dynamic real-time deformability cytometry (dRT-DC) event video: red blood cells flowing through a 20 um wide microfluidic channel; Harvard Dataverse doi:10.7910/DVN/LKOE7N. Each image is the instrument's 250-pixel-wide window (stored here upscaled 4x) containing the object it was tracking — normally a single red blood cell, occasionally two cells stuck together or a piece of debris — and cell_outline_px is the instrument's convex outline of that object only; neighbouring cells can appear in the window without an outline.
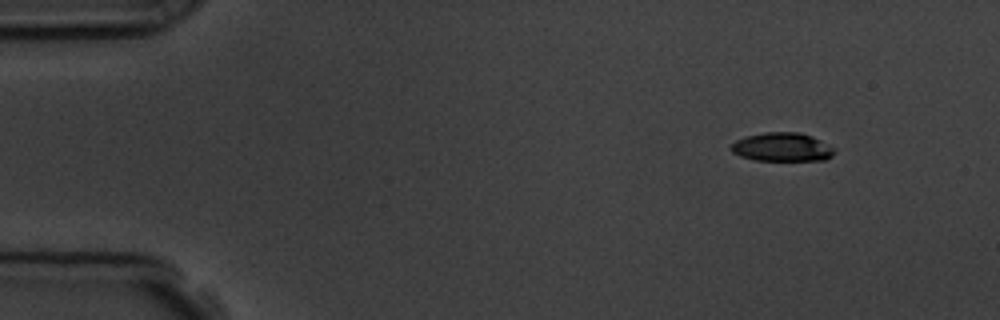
{"species": "common noctule bat (a hibernating species)", "species_latin": "Nyctalus noctula", "temperature_condition": "room temperature", "stored_images_in_passage": 3, "camera_frame_rate_fps": 3000, "um_per_image_px": 0.085, "animal": {"sex": "male", "body_mass_g": 19.5, "forearm_length_mm": 54.6}, "frame": {"image": 1, "passage_image": 1, "time_ms": 0.0, "image_size_px": [1000, 320], "cell_outline_px": [[836, 152], [832, 156], [824, 160], [756, 160], [740, 156], [732, 152], [732, 144], [736, 140], [748, 136], [764, 132], [800, 132], [812, 136], [836, 148]], "centroid_in_image_um": [66.53, 12.5], "position_along_channel_um": 18.5, "area_um2": 17.22}}
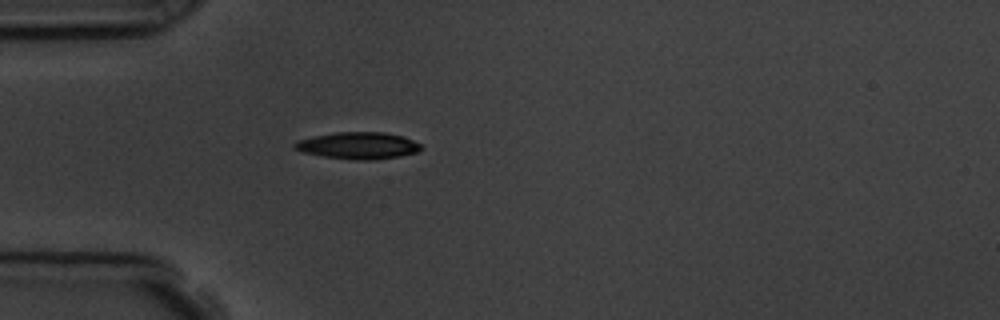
{"frame": {"image": 2, "passage_image": 3, "time_ms": 3.333, "image_size_px": [1000, 320], "cell_outline_px": [[424, 148], [416, 152], [400, 156], [372, 160], [356, 160], [324, 156], [304, 152], [292, 148], [292, 144], [296, 140], [312, 136], [336, 132], [384, 132], [404, 136], [420, 144]], "centroid_in_image_um": [30.43, 12.36], "position_along_channel_um": 54.6, "area_um2": 19.88}}